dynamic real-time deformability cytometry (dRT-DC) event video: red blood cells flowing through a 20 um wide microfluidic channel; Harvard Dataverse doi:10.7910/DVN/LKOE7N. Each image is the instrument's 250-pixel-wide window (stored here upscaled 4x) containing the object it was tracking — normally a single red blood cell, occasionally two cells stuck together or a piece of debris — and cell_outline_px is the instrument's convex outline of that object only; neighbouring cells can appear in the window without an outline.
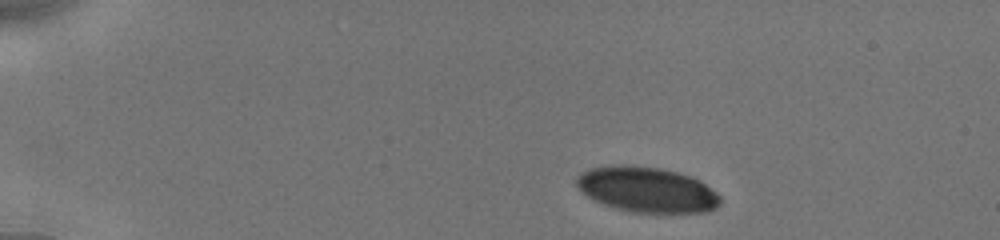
{"species": "human", "species_latin": "Homo sapiens", "temperature_condition": "cold", "stored_images_in_passage": 5, "camera_frame_rate_fps": 3000, "um_per_image_px": 0.085, "donor": {"sex": "male"}, "frame": {"image": 1, "passage_image": 1, "time_ms": 0.0, "image_size_px": [1000, 240], "cell_outline_px": [[720, 204], [716, 208], [704, 212], [632, 212], [616, 208], [604, 204], [588, 196], [576, 184], [576, 176], [580, 172], [588, 168], [620, 164], [660, 168], [692, 176], [700, 180], [716, 192], [720, 196]], "centroid_in_image_um": [54.99, 16.1], "position_along_channel_um": 30.0, "area_um2": 37.8}}
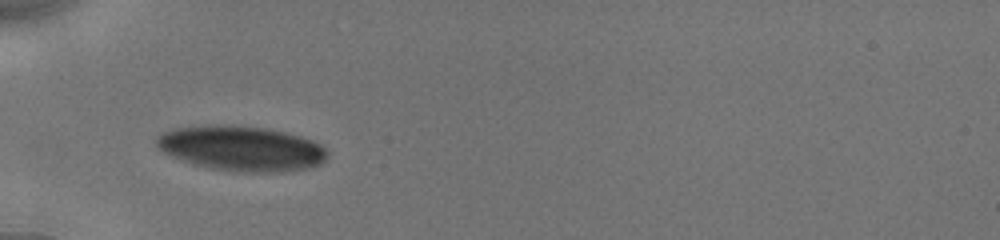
{"frame": {"image": 2, "passage_image": 4, "time_ms": 3.0, "image_size_px": [1000, 240], "cell_outline_px": [[328, 156], [320, 164], [308, 168], [284, 172], [240, 172], [208, 168], [192, 164], [172, 156], [164, 152], [156, 144], [156, 136], [160, 132], [172, 128], [212, 124], [228, 124], [268, 128], [288, 132], [312, 140], [320, 144], [328, 152]], "centroid_in_image_um": [20.51, 12.6], "position_along_channel_um": 64.5, "area_um2": 45.43}}
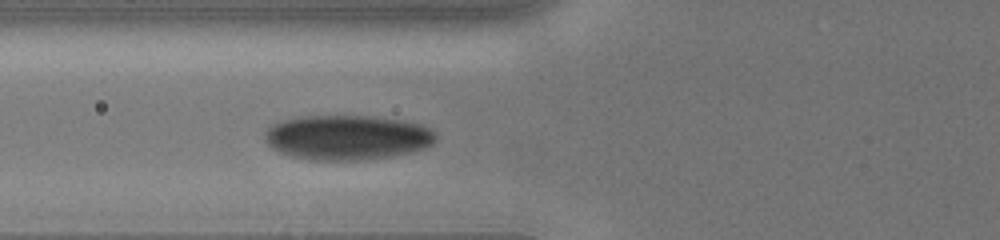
{"frame": {"image": 3, "passage_image": 5, "time_ms": 4.0, "image_size_px": [1000, 240], "cell_outline_px": [[436, 140], [432, 144], [424, 148], [412, 152], [392, 156], [364, 160], [308, 160], [292, 156], [280, 152], [272, 148], [264, 140], [264, 132], [268, 124], [280, 120], [296, 116], [368, 116], [404, 120], [420, 124], [436, 132]], "centroid_in_image_um": [29.47, 11.67], "position_along_channel_um": 96.3, "area_um2": 45.26}}